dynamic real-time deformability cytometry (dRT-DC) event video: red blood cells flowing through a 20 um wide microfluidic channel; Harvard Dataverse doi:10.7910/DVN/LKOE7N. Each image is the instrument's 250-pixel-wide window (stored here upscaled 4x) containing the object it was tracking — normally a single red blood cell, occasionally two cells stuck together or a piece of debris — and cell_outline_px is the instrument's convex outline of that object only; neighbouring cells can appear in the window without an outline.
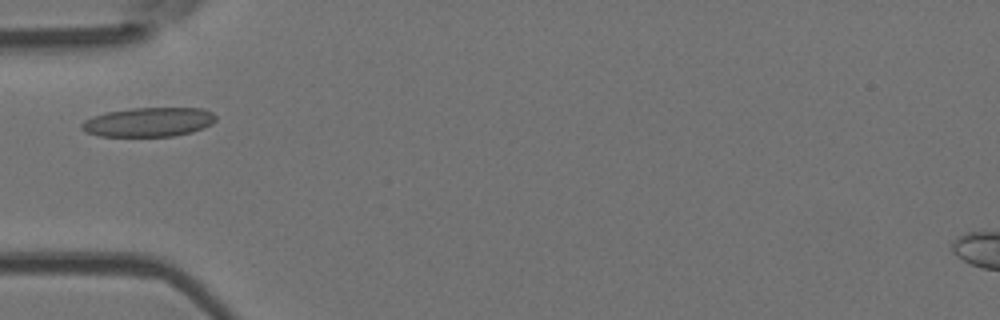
{"species": "Egyptian fruit bat (a non-hibernating species)", "species_latin": "Rousettus aegyptiacus", "temperature_condition": "room temperature", "stored_images_in_passage": 7, "camera_frame_rate_fps": 3000, "um_per_image_px": 0.085, "animal": {"sex": "female"}, "frame": {"image": 1, "passage_image": 1, "time_ms": 0.0, "image_size_px": [1000, 320], "cell_outline_px": [[216, 120], [212, 124], [204, 128], [192, 132], [172, 136], [100, 136], [84, 132], [80, 128], [80, 124], [84, 120], [92, 116], [108, 112], [132, 108], [204, 108], [212, 112], [216, 116]], "centroid_in_image_um": [12.63, 10.37], "position_along_channel_um": 72.4, "area_um2": 23.0}}
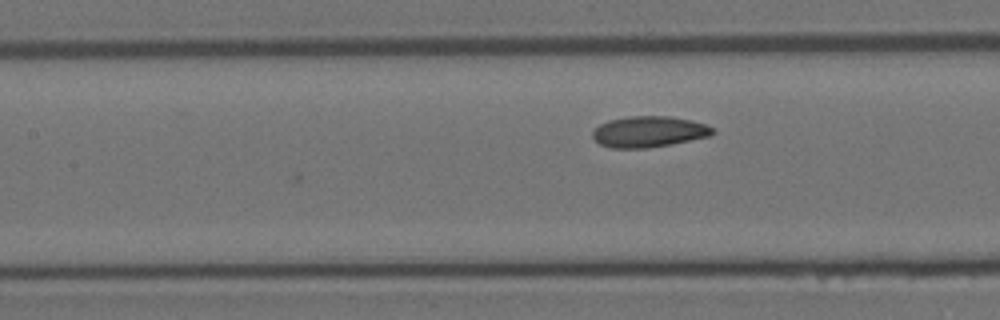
{"frame": {"image": 2, "passage_image": 7, "time_ms": 2.0, "image_size_px": [1000, 320], "cell_outline_px": [[716, 132], [708, 136], [672, 144], [648, 148], [612, 148], [600, 144], [592, 136], [592, 132], [600, 124], [608, 120], [628, 116], [668, 116], [692, 120], [704, 124], [712, 128]], "centroid_in_image_um": [55.13, 11.19], "position_along_channel_um": 152.3, "area_um2": 21.62}}